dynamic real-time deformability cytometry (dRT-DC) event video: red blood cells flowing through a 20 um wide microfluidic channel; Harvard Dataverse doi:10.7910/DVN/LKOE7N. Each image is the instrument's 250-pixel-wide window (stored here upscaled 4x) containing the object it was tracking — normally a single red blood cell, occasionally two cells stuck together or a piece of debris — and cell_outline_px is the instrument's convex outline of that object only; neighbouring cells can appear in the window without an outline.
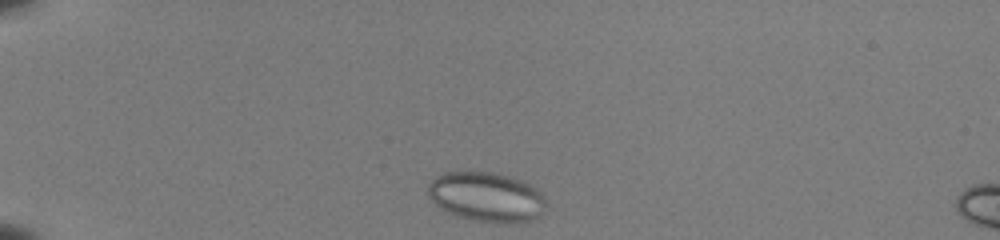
{"species": "common noctule bat (a hibernating species)", "species_latin": "Nyctalus noctula", "temperature_condition": "room temperature", "stored_images_in_passage": 35, "camera_frame_rate_fps": 3000, "um_per_image_px": 0.085, "animal": {"sex": "female", "body_mass_g": 22.0, "forearm_length_mm": 56.7}, "frame": {"image": 1, "passage_image": 1, "time_ms": 0.0, "image_size_px": [1000, 240], "cell_outline_px": [[544, 204], [536, 216], [532, 220], [520, 224], [496, 224], [476, 220], [460, 216], [448, 212], [440, 208], [428, 196], [428, 184], [436, 176], [444, 172], [492, 172], [508, 176], [520, 180], [536, 188], [540, 192], [544, 200]], "centroid_in_image_um": [41.32, 16.75], "position_along_channel_um": 43.7, "area_um2": 33.93}}
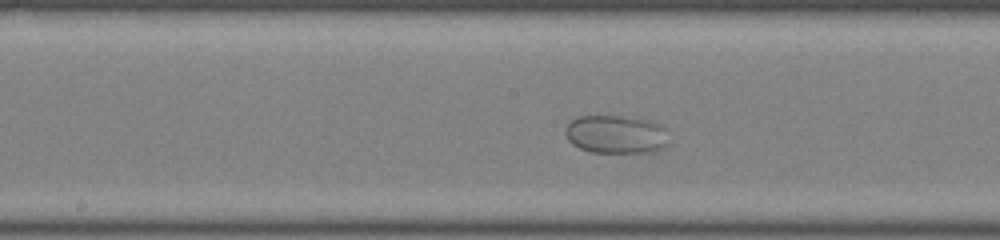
{"frame": {"image": 2, "passage_image": 17, "time_ms": 5.333, "image_size_px": [1000, 240], "cell_outline_px": [[664, 144], [656, 152], [592, 152], [580, 148], [572, 144], [568, 140], [564, 132], [564, 128], [572, 120], [580, 116], [620, 116], [644, 120], [656, 124], [664, 128]], "centroid_in_image_um": [52.25, 11.43], "position_along_channel_um": 196.0, "area_um2": 22.48}}
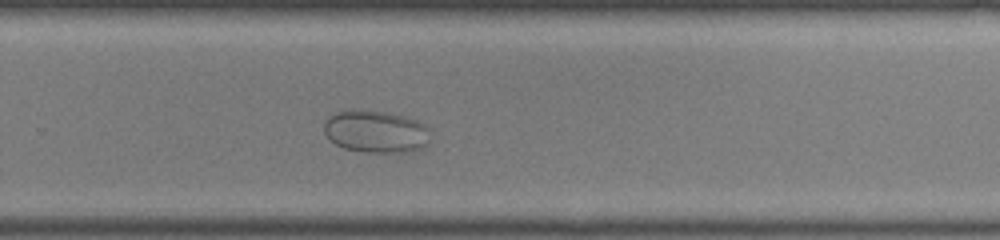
{"frame": {"image": 3, "passage_image": 25, "time_ms": 8.0, "image_size_px": [1000, 240], "cell_outline_px": [[428, 128], [424, 144], [420, 148], [408, 152], [360, 152], [344, 148], [336, 144], [324, 132], [324, 120], [328, 116], [344, 108], [352, 108], [384, 112], [404, 116], [416, 120], [424, 124]], "centroid_in_image_um": [31.85, 11.15], "position_along_channel_um": 298.0, "area_um2": 26.18}}